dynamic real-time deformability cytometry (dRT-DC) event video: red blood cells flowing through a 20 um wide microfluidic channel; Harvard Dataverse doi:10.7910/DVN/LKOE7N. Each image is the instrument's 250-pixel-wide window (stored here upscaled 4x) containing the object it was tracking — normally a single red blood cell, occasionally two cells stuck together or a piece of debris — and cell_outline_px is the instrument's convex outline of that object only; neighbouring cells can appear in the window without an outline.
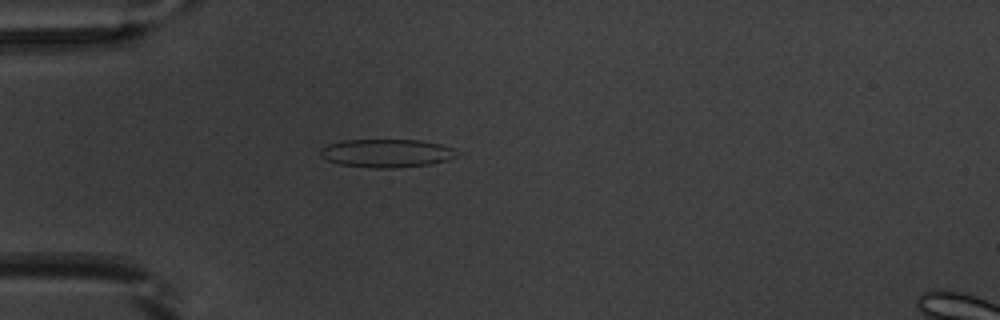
{"species": "common noctule bat (a hibernating species)", "species_latin": "Nyctalus noctula", "temperature_condition": "warm", "stored_images_in_passage": 42, "camera_frame_rate_fps": 3000, "um_per_image_px": 0.085, "animal": {"sex": "male", "body_mass_g": 20.1, "forearm_length_mm": 53.5}, "frame": {"image": 1, "passage_image": 5, "time_ms": 1.333, "image_size_px": [1000, 320], "cell_outline_px": [[456, 156], [448, 160], [432, 164], [392, 168], [372, 168], [340, 164], [328, 160], [320, 156], [320, 148], [328, 144], [344, 140], [420, 140], [440, 144], [452, 148]], "centroid_in_image_um": [32.83, 13.02], "position_along_channel_um": 52.2, "area_um2": 22.37}}
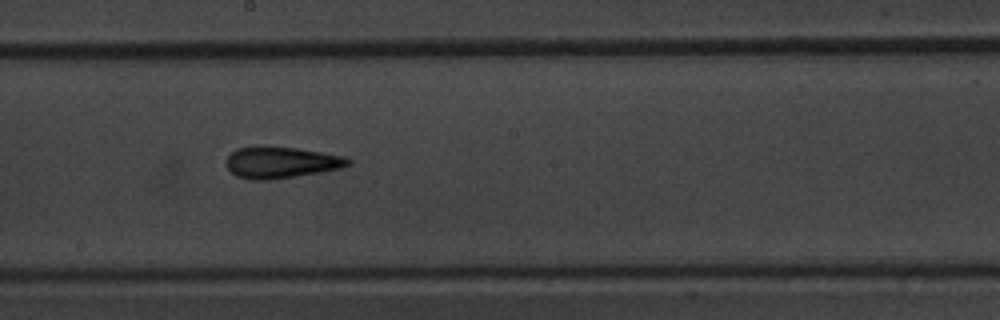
{"frame": {"image": 2, "passage_image": 19, "time_ms": 6.0, "image_size_px": [1000, 320], "cell_outline_px": [[352, 164], [320, 172], [296, 176], [268, 180], [252, 180], [236, 176], [224, 164], [228, 156], [236, 148], [256, 144], [296, 148], [344, 156], [352, 160]], "centroid_in_image_um": [23.82, 13.78], "position_along_channel_um": 224.4, "area_um2": 22.6}}
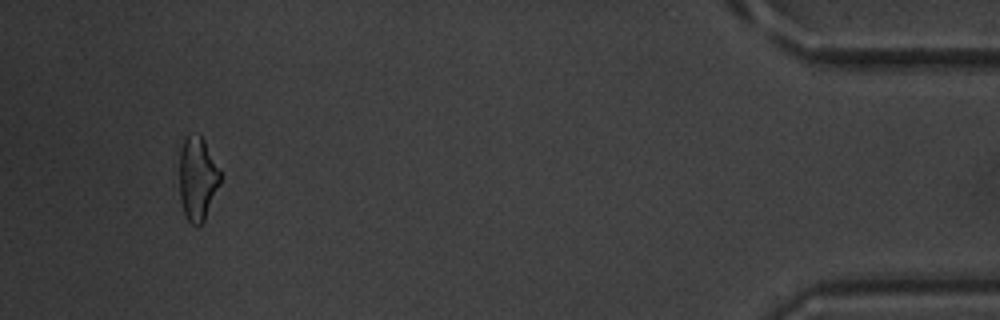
{"frame": {"image": 3, "passage_image": 39, "time_ms": 12.667, "image_size_px": [1000, 320], "cell_outline_px": [[220, 184], [204, 220], [200, 224], [192, 224], [184, 216], [180, 200], [180, 148], [184, 140], [188, 136], [200, 132], [220, 172]], "centroid_in_image_um": [16.77, 15.18], "position_along_channel_um": 418.4, "area_um2": 19.71}, "authors_computed_cell_mechanics": {"area_um2": 21.2993, "velocity_mm_per_s": 3.9288, "shape_relaxation_time_tau1_ms": 4.6909, "shape_relaxation_time_tau2_ms": 3.0286, "deformation_change_tau1": 0.155, "deformation_change_tau2": 0.1486}}